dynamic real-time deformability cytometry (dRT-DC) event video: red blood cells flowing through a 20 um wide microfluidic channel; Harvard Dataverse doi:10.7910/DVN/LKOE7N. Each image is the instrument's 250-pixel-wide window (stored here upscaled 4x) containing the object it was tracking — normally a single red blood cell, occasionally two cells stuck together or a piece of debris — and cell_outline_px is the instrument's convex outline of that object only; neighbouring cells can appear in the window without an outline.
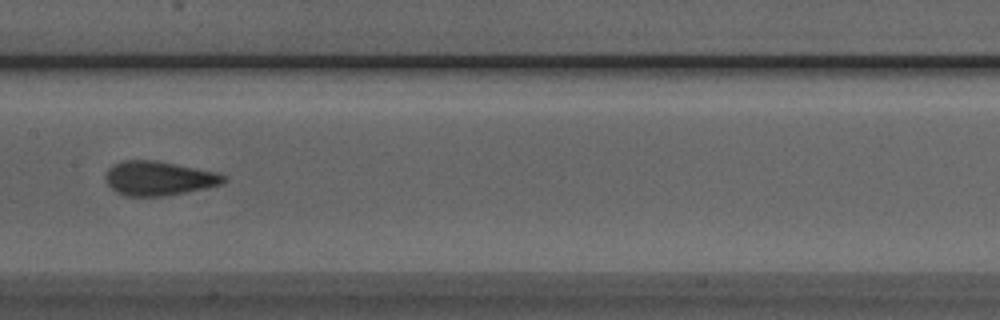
{"species": "Egyptian fruit bat (a non-hibernating species)", "species_latin": "Rousettus aegyptiacus", "temperature_condition": "room temperature", "stored_images_in_passage": 8, "camera_frame_rate_fps": 3000, "um_per_image_px": 0.085, "animal": {"sex": "male"}, "frame": {"image": 1, "passage_image": 8, "time_ms": 2.333, "image_size_px": [1000, 320], "cell_outline_px": [[228, 180], [224, 184], [208, 188], [164, 196], [124, 196], [116, 192], [108, 184], [104, 176], [108, 168], [124, 160], [152, 160], [176, 164], [216, 172], [228, 176]], "centroid_in_image_um": [13.54, 15.17], "position_along_channel_um": 193.9, "area_um2": 23.7}}